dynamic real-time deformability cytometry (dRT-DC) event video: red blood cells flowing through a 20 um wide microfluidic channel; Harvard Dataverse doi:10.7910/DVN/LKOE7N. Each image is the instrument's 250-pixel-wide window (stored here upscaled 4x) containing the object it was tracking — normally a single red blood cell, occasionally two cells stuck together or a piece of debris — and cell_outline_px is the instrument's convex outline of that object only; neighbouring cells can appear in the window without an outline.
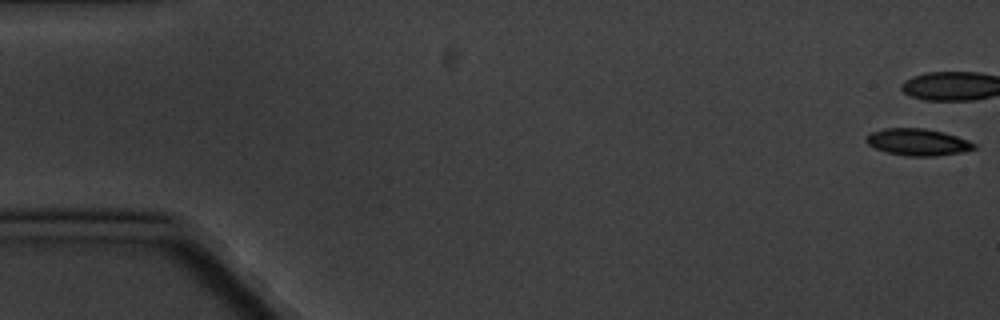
{"species": "common noctule bat (a hibernating species)", "species_latin": "Nyctalus noctula", "temperature_condition": "cold", "stored_images_in_passage": 6, "camera_frame_rate_fps": 3000, "um_per_image_px": 0.085, "animal": {"sex": "male", "body_mass_g": 20.1, "forearm_length_mm": 53.5}, "frame": {"image": 1, "passage_image": 1, "time_ms": 0.0, "image_size_px": [1000, 320], "cell_outline_px": [[976, 148], [960, 152], [936, 156], [908, 156], [888, 152], [876, 148], [868, 144], [868, 136], [872, 132], [884, 128], [924, 128], [956, 136], [968, 140], [976, 144]], "centroid_in_image_um": [78.03, 12.08], "position_along_channel_um": 7.0, "area_um2": 16.47}}